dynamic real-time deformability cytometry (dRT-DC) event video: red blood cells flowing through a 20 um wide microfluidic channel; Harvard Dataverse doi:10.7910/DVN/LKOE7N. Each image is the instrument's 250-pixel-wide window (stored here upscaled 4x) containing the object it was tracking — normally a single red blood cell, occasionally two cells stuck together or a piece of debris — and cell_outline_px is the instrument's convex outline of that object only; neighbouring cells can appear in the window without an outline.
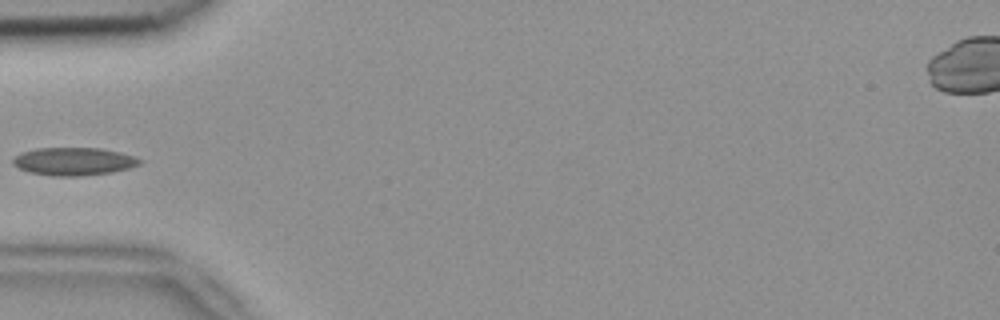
{"species": "common noctule bat (a hibernating species)", "species_latin": "Nyctalus noctula", "temperature_condition": "room temperature", "stored_images_in_passage": 5, "camera_frame_rate_fps": 3000, "um_per_image_px": 0.085, "animal": {"sex": "female", "body_mass_g": 18.4}, "frame": {"image": 1, "passage_image": 4, "time_ms": 1.0, "image_size_px": [1000, 320], "cell_outline_px": [[144, 160], [140, 164], [128, 168], [112, 172], [80, 176], [52, 176], [28, 172], [12, 164], [12, 160], [16, 156], [24, 152], [36, 148], [100, 148], [120, 152], [136, 156]], "centroid_in_image_um": [6.3, 13.72], "position_along_channel_um": 78.7, "area_um2": 20.63}}